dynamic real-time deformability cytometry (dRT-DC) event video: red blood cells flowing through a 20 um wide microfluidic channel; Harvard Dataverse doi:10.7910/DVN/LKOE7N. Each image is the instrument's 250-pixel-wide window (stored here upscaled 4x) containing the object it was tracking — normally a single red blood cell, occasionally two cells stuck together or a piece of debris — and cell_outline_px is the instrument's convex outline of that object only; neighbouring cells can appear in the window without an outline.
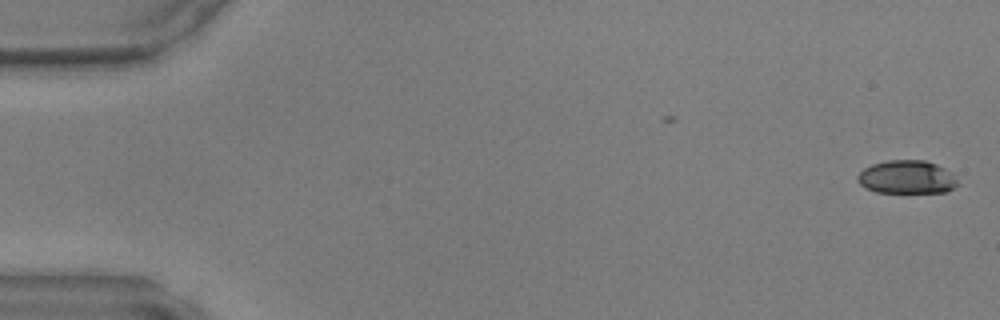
{"species": "common noctule bat (a hibernating species)", "species_latin": "Nyctalus noctula", "temperature_condition": "warm", "stored_images_in_passage": 42, "camera_frame_rate_fps": 3000, "um_per_image_px": 0.085, "animal": {"sex": "male", "body_mass_g": 17.9, "forearm_length_mm": 54.2}, "frame": {"image": 1, "passage_image": 1, "time_ms": 0.0, "image_size_px": [1000, 320], "cell_outline_px": [[960, 184], [944, 192], [876, 192], [864, 188], [856, 180], [856, 176], [864, 168], [872, 164], [888, 160], [924, 160], [936, 164], [944, 168]], "centroid_in_image_um": [77.02, 15.05], "position_along_channel_um": 8.0, "area_um2": 19.31}}
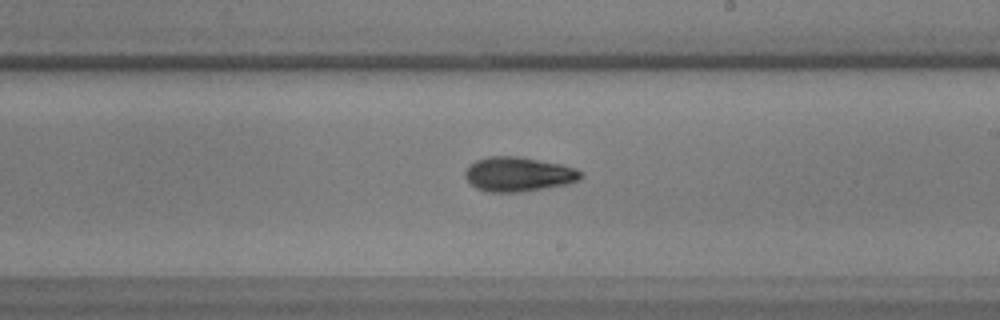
{"frame": {"image": 2, "passage_image": 28, "time_ms": 9.0, "image_size_px": [1000, 320], "cell_outline_px": [[584, 176], [580, 180], [568, 184], [520, 192], [488, 192], [476, 188], [464, 176], [464, 172], [468, 164], [476, 160], [488, 156], [520, 156], [564, 164], [576, 168], [584, 172]], "centroid_in_image_um": [44.1, 14.79], "position_along_channel_um": 244.9, "area_um2": 23.7}}
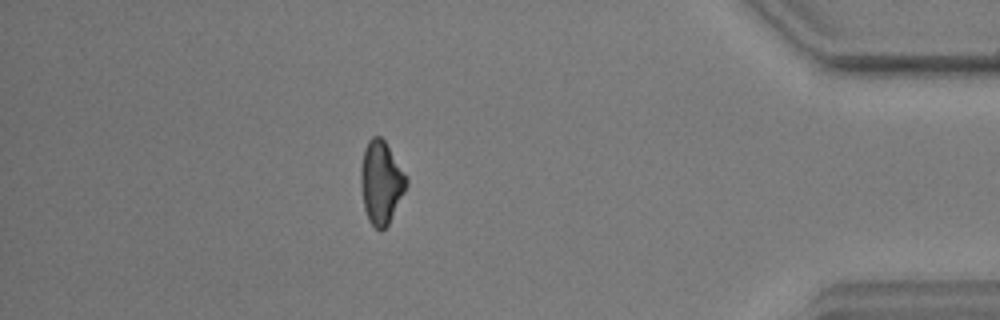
{"frame": {"image": 3, "passage_image": 42, "time_ms": 13.667, "image_size_px": [1000, 320], "cell_outline_px": [[408, 184], [388, 224], [380, 232], [368, 220], [364, 208], [360, 184], [360, 168], [364, 148], [368, 140], [372, 136], [380, 136], [384, 140], [408, 176]], "centroid_in_image_um": [32.38, 15.48], "position_along_channel_um": 402.8, "area_um2": 22.14}}